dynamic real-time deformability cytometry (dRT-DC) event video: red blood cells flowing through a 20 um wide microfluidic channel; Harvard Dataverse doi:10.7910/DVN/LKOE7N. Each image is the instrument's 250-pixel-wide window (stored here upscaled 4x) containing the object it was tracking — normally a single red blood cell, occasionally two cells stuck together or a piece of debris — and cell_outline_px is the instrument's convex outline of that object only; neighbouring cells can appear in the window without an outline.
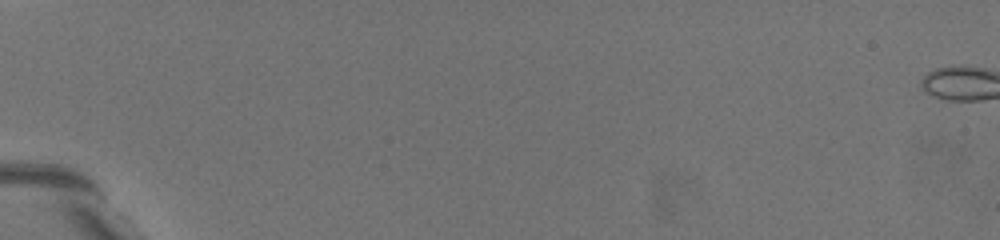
{"species": "common noctule bat (a hibernating species)", "species_latin": "Nyctalus noctula", "temperature_condition": "warm", "stored_images_in_passage": 2, "camera_frame_rate_fps": 3000, "um_per_image_px": 0.085, "animal": {"sex": "female", "body_mass_g": 19.5, "forearm_length_mm": 54.1}, "frame": {"image": 1, "passage_image": 1, "time_ms": 0.0, "image_size_px": [1000, 240], "cell_outline_px": [[176, 204], [172, 208], [168, 208], [120, 168], [108, 148], [108, 144], [124, 144], [132, 148], [136, 152], [164, 184]], "centroid_in_image_um": [11.98, 14.69], "position_along_channel_um": 73.0, "area_um2": 10.64}}